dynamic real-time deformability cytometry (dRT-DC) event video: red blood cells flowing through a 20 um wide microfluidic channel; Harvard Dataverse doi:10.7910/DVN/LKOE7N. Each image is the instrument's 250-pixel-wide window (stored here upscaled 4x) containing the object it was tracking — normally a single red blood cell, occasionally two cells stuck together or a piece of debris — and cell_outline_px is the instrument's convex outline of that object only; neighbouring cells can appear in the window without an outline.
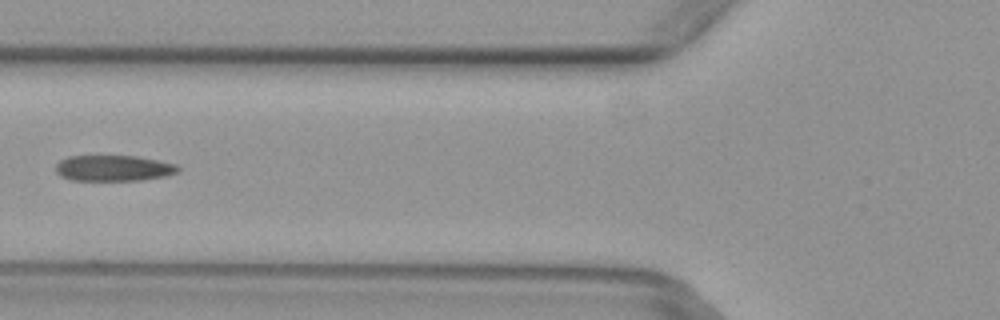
{"species": "common noctule bat (a hibernating species)", "species_latin": "Nyctalus noctula", "temperature_condition": "warm", "stored_images_in_passage": 5, "camera_frame_rate_fps": 3000, "um_per_image_px": 0.085, "animal": {"sex": "female", "body_mass_g": 29.2, "forearm_length_mm": 56.3}, "frame": {"image": 1, "passage_image": 4, "time_ms": 1.0, "image_size_px": [1000, 320], "cell_outline_px": [[180, 168], [176, 172], [164, 176], [140, 180], [72, 180], [60, 176], [56, 172], [56, 164], [60, 160], [68, 156], [136, 156], [176, 164]], "centroid_in_image_um": [9.61, 14.29], "position_along_channel_um": 116.2, "area_um2": 18.26}}
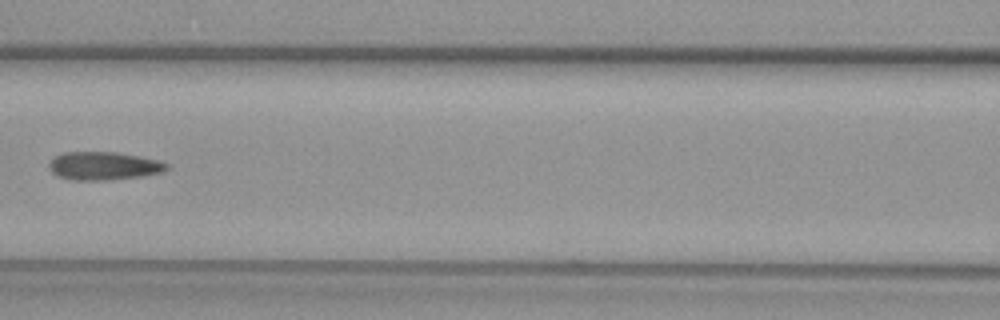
{"frame": {"image": 2, "passage_image": 5, "time_ms": 1.333, "image_size_px": [1000, 320], "cell_outline_px": [[168, 168], [164, 172], [140, 176], [112, 180], [72, 180], [56, 176], [48, 168], [48, 164], [56, 156], [64, 152], [116, 152], [140, 156], [156, 160], [168, 164]], "centroid_in_image_um": [8.79, 14.11], "position_along_channel_um": 157.8, "area_um2": 19.36}}